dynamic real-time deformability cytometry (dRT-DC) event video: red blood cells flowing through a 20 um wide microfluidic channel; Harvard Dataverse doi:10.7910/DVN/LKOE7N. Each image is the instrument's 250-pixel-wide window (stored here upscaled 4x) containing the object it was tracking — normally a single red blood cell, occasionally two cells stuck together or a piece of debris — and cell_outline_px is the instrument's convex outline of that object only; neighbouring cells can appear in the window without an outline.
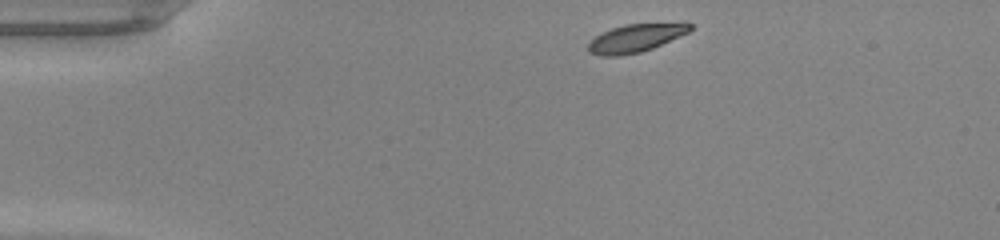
{"species": "common noctule bat (a hibernating species)", "species_latin": "Nyctalus noctula", "temperature_condition": "warm", "stored_images_in_passage": 40, "camera_frame_rate_fps": 3000, "um_per_image_px": 0.085, "animal": {"sex": "male", "body_mass_g": 20.0, "forearm_length_mm": 53.3}, "frame": {"image": 1, "passage_image": 1, "time_ms": 0.0, "image_size_px": [1000, 240], "cell_outline_px": [[692, 28], [688, 32], [652, 48], [640, 52], [620, 56], [600, 56], [588, 52], [588, 44], [600, 32], [624, 24], [684, 20], [692, 24]], "centroid_in_image_um": [54.09, 3.18], "position_along_channel_um": 30.9, "area_um2": 17.22}}
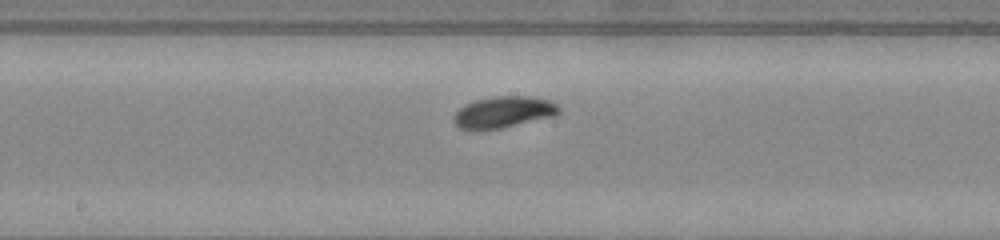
{"frame": {"image": 2, "passage_image": 18, "time_ms": 5.667, "image_size_px": [1000, 240], "cell_outline_px": [[560, 112], [552, 116], [500, 128], [480, 132], [468, 132], [460, 128], [452, 120], [452, 116], [464, 104], [476, 100], [496, 96], [528, 96], [548, 100], [556, 104], [560, 108]], "centroid_in_image_um": [42.7, 9.56], "position_along_channel_um": 205.5, "area_um2": 19.48}}
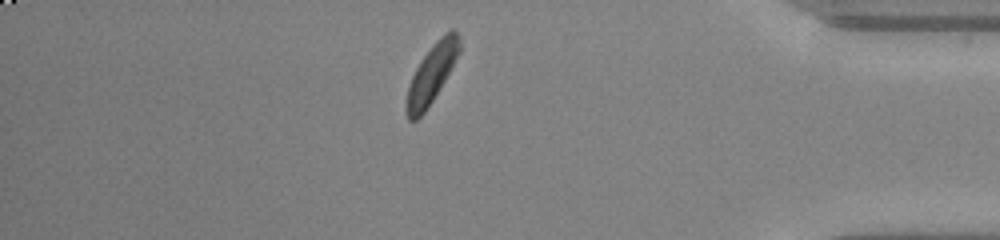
{"frame": {"image": 3, "passage_image": 34, "time_ms": 11.0, "image_size_px": [1000, 240], "cell_outline_px": [[460, 52], [444, 80], [432, 100], [424, 112], [416, 120], [408, 120], [404, 108], [404, 104], [408, 88], [412, 76], [420, 60], [436, 40], [448, 28], [452, 28], [460, 36]], "centroid_in_image_um": [36.67, 6.24], "position_along_channel_um": 398.5, "area_um2": 18.03}, "authors_computed_cell_mechanics": {"area_um2": 18.1492, "velocity_mm_per_s": 4.2151, "shape_relaxation_time_tau1_ms": 2.73, "shape_relaxation_time_tau2_ms": null, "deformation_change_tau1": 0.1582, "deformation_change_tau2": null}}